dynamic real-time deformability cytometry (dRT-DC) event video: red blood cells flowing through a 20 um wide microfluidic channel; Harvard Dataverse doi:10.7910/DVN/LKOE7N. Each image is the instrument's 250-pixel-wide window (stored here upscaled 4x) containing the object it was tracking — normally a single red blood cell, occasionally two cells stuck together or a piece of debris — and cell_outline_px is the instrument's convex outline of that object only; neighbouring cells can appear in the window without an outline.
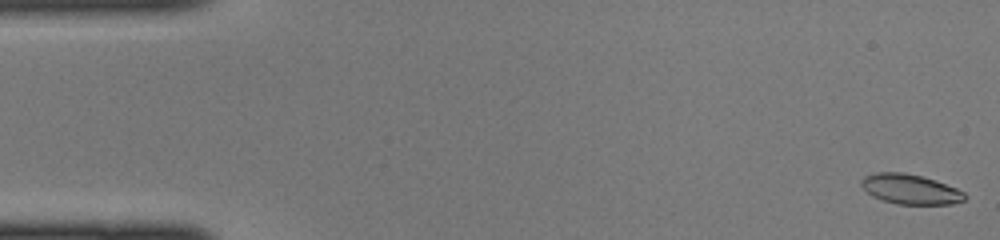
{"species": "common noctule bat (a hibernating species)", "species_latin": "Nyctalus noctula", "temperature_condition": "cold", "stored_images_in_passage": 45, "camera_frame_rate_fps": 3000, "um_per_image_px": 0.085, "animal": {"sex": "female", "body_mass_g": 22.0, "forearm_length_mm": 56.7}, "frame": {"image": 1, "passage_image": 1, "time_ms": 0.0, "image_size_px": [1000, 240], "cell_outline_px": [[968, 196], [964, 200], [952, 204], [896, 204], [872, 196], [860, 184], [860, 180], [864, 176], [876, 172], [904, 172], [920, 176], [956, 188], [964, 192]], "centroid_in_image_um": [77.36, 16.08], "position_along_channel_um": 7.6, "area_um2": 17.86}}
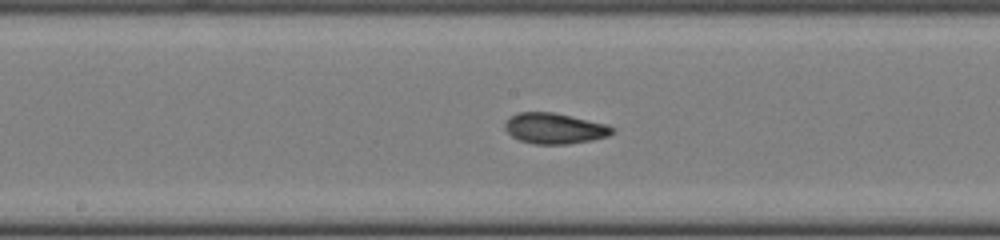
{"frame": {"image": 2, "passage_image": 23, "time_ms": 7.333, "image_size_px": [1000, 240], "cell_outline_px": [[616, 132], [608, 136], [592, 140], [568, 144], [532, 144], [520, 140], [512, 136], [504, 128], [504, 124], [512, 116], [520, 112], [552, 112], [608, 124], [616, 128]], "centroid_in_image_um": [47.19, 10.92], "position_along_channel_um": 201.0, "area_um2": 19.25}}
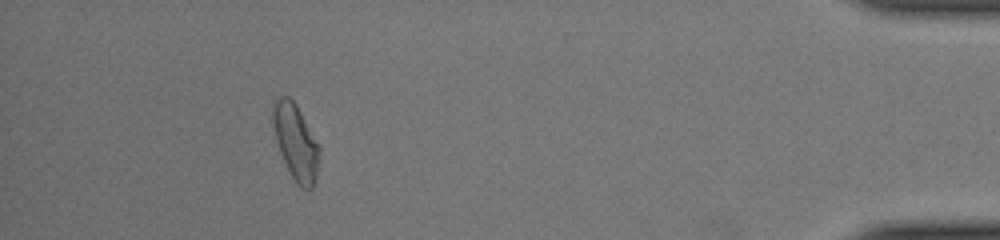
{"frame": {"image": 3, "passage_image": 41, "time_ms": 13.333, "image_size_px": [1000, 240], "cell_outline_px": [[320, 148], [316, 176], [312, 188], [304, 188], [296, 184], [280, 152], [276, 140], [272, 124], [272, 104], [280, 96], [288, 96], [296, 104]], "centroid_in_image_um": [25.11, 12.04], "position_along_channel_um": 410.1, "area_um2": 20.06}}